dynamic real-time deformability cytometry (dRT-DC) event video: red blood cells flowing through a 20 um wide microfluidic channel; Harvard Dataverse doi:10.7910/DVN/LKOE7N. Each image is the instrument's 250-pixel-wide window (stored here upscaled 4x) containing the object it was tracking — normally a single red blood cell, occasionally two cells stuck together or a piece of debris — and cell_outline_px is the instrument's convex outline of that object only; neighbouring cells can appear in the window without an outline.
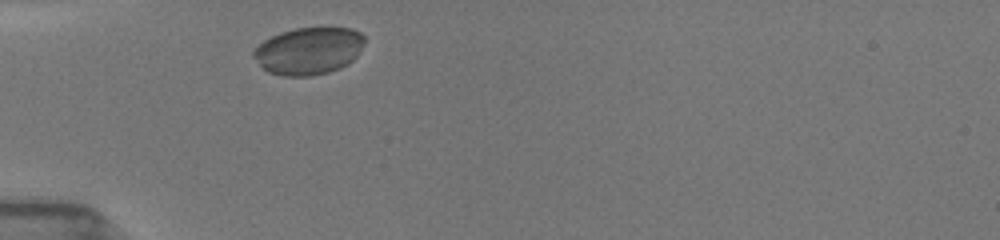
{"species": "common noctule bat (a hibernating species)", "species_latin": "Nyctalus noctula", "temperature_condition": "room temperature", "stored_images_in_passage": 30, "camera_frame_rate_fps": 3000, "um_per_image_px": 0.085, "animal": {"sex": "female", "body_mass_g": 19.5, "forearm_length_mm": 54.1}, "frame": {"image": 1, "passage_image": 2, "time_ms": 0.333, "image_size_px": [1000, 240], "cell_outline_px": [[364, 44], [360, 52], [352, 60], [340, 68], [328, 72], [312, 76], [284, 76], [268, 72], [260, 68], [252, 56], [252, 52], [264, 40], [280, 32], [296, 28], [352, 28], [360, 32], [364, 36]], "centroid_in_image_um": [26.22, 4.33], "position_along_channel_um": 58.8, "area_um2": 30.69}}
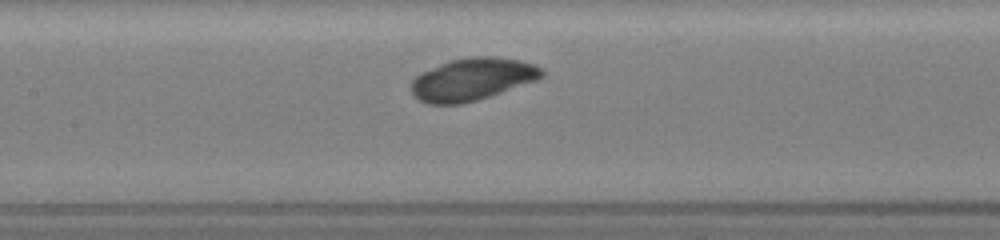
{"frame": {"image": 2, "passage_image": 11, "time_ms": 3.333, "image_size_px": [1000, 240], "cell_outline_px": [[544, 76], [536, 80], [476, 100], [460, 104], [428, 104], [412, 96], [412, 80], [420, 72], [448, 60], [472, 56], [496, 56], [520, 60], [536, 64], [544, 72]], "centroid_in_image_um": [40.12, 6.72], "position_along_channel_um": 167.3, "area_um2": 32.25}}
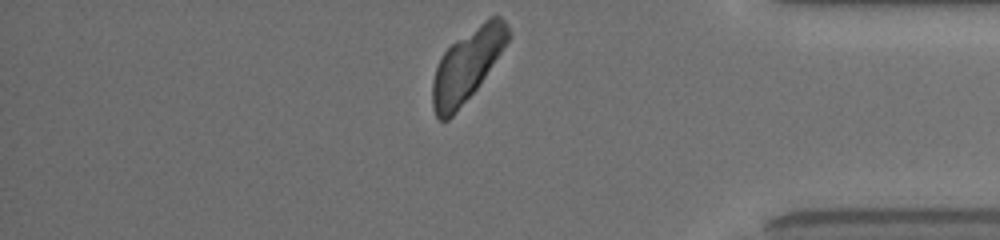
{"frame": {"image": 3, "passage_image": 30, "time_ms": 9.667, "image_size_px": [1000, 240], "cell_outline_px": [[512, 36], [476, 88], [456, 112], [448, 120], [440, 120], [436, 116], [432, 108], [432, 80], [440, 56], [456, 40], [484, 20], [492, 16], [500, 16], [508, 24], [512, 32]], "centroid_in_image_um": [39.71, 5.52], "position_along_channel_um": 395.5, "area_um2": 31.39}}